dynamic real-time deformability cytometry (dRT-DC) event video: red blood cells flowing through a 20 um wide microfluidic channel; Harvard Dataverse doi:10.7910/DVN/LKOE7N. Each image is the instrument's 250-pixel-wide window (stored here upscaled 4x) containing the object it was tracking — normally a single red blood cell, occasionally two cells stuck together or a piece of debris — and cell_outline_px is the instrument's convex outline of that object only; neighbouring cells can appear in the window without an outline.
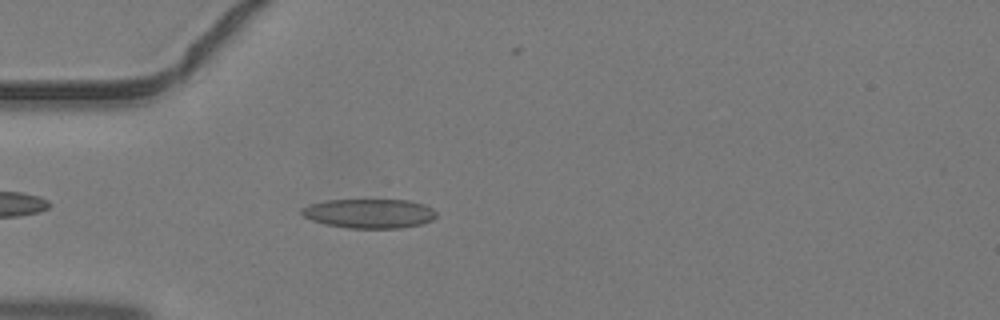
{"species": "common noctule bat (a hibernating species)", "species_latin": "Nyctalus noctula", "temperature_condition": "warm", "stored_images_in_passage": 34, "camera_frame_rate_fps": 3000, "um_per_image_px": 0.085, "animal": {"sex": "male", "body_mass_g": 19.2, "forearm_length_mm": 51.8}, "frame": {"image": 1, "passage_image": 4, "time_ms": 1.0, "image_size_px": [1000, 320], "cell_outline_px": [[436, 216], [432, 220], [420, 224], [400, 228], [348, 228], [328, 224], [312, 220], [304, 216], [300, 212], [300, 208], [312, 204], [328, 200], [408, 200], [424, 204], [432, 208], [436, 212]], "centroid_in_image_um": [31.41, 18.14], "position_along_channel_um": 53.6, "area_um2": 22.83}}
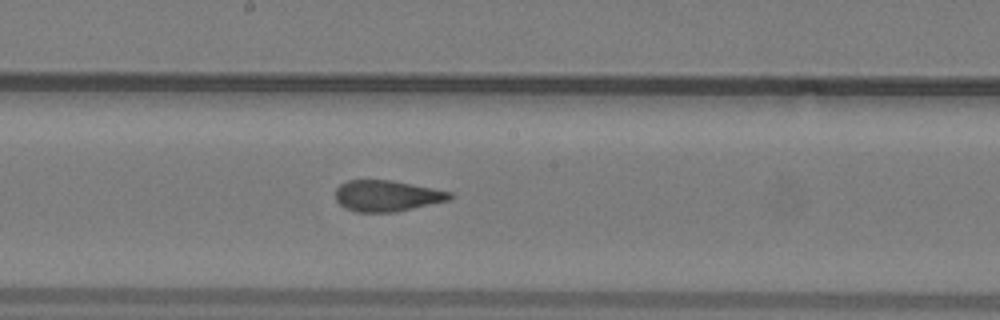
{"frame": {"image": 2, "passage_image": 15, "time_ms": 4.667, "image_size_px": [1000, 320], "cell_outline_px": [[452, 196], [448, 200], [396, 212], [356, 212], [344, 208], [336, 200], [336, 188], [340, 184], [348, 180], [388, 180], [412, 184], [452, 192]], "centroid_in_image_um": [32.85, 16.65], "position_along_channel_um": 215.4, "area_um2": 20.58}}
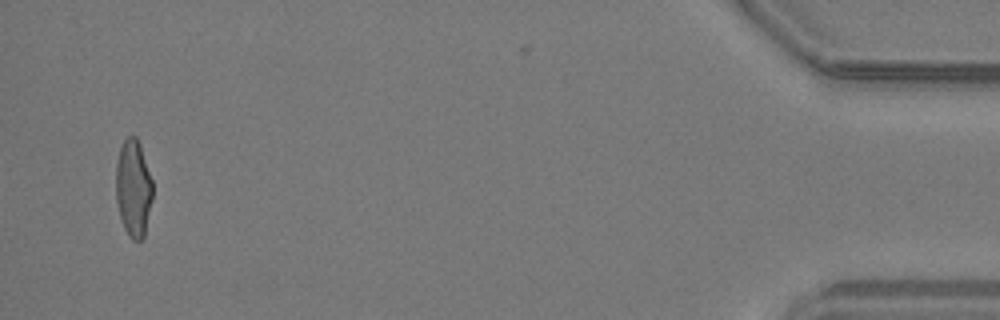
{"frame": {"image": 3, "passage_image": 34, "time_ms": 11.0, "image_size_px": [1000, 320], "cell_outline_px": [[152, 200], [144, 236], [140, 240], [132, 240], [124, 228], [120, 216], [116, 200], [116, 164], [120, 148], [124, 140], [128, 136], [136, 136], [140, 144], [152, 180]], "centroid_in_image_um": [11.33, 15.99], "position_along_channel_um": 423.9, "area_um2": 20.69}}